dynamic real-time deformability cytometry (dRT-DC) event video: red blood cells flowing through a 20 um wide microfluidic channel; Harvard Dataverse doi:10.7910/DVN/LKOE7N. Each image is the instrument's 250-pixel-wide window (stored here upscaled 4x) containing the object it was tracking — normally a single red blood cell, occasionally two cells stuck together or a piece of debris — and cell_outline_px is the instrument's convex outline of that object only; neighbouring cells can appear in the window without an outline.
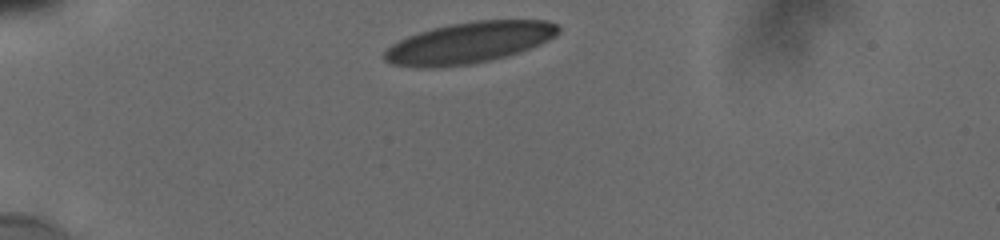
{"species": "human", "species_latin": "Homo sapiens", "temperature_condition": "cold", "stored_images_in_passage": 3, "camera_frame_rate_fps": 3000, "um_per_image_px": 0.085, "donor": {"sex": "male"}, "frame": {"image": 1, "passage_image": 1, "time_ms": 0.0, "image_size_px": [1000, 240], "cell_outline_px": [[560, 32], [556, 36], [540, 44], [504, 56], [472, 64], [440, 68], [416, 68], [392, 64], [384, 60], [384, 52], [392, 44], [408, 36], [432, 28], [448, 24], [476, 20], [544, 20], [556, 24], [560, 28]], "centroid_in_image_um": [39.84, 3.63], "position_along_channel_um": 45.2, "area_um2": 41.67}}